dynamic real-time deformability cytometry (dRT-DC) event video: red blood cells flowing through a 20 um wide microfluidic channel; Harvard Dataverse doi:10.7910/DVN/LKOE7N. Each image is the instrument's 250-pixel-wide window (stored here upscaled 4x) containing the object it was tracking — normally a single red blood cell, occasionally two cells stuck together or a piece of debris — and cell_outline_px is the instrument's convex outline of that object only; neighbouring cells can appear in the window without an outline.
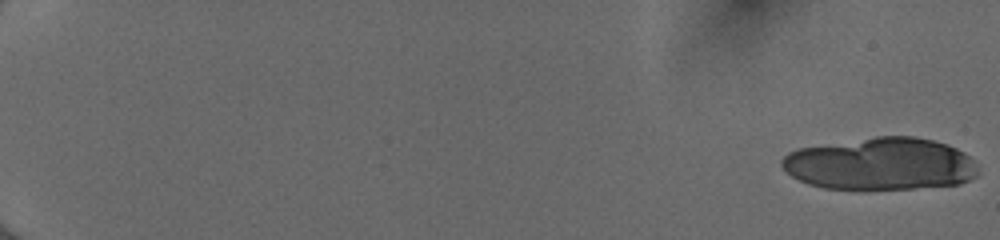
{"species": "human", "species_latin": "Homo sapiens", "temperature_condition": "cold", "stored_images_in_passage": 21, "camera_frame_rate_fps": 3000, "um_per_image_px": 0.085, "donor": {"sex": "female"}, "frame": {"image": 1, "passage_image": 1, "time_ms": 0.0, "image_size_px": [1000, 240], "cell_outline_px": [[976, 176], [960, 184], [912, 188], [860, 192], [824, 188], [808, 184], [792, 176], [780, 164], [780, 160], [788, 152], [800, 148], [876, 136], [916, 136], [948, 144], [964, 152], [972, 160], [976, 168]], "centroid_in_image_um": [74.81, 13.96], "position_along_channel_um": 10.2, "area_um2": 60.63}}